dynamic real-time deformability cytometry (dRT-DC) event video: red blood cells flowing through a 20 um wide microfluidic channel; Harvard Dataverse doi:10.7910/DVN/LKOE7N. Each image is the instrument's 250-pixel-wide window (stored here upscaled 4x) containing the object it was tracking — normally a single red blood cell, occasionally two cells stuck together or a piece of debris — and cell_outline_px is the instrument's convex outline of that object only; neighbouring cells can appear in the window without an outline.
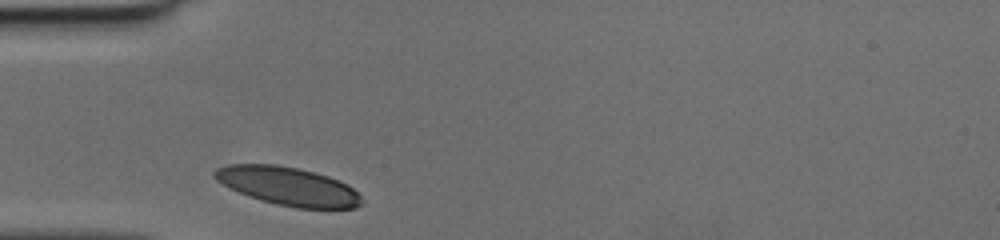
{"species": "human", "species_latin": "Homo sapiens", "temperature_condition": "cold", "stored_images_in_passage": 24, "camera_frame_rate_fps": 3000, "um_per_image_px": 0.085, "donor": {"sex": "female"}, "frame": {"image": 1, "passage_image": 1, "time_ms": 0.0, "image_size_px": [1000, 240], "cell_outline_px": [[364, 204], [356, 208], [296, 208], [276, 204], [260, 200], [248, 196], [216, 180], [212, 176], [212, 172], [216, 168], [228, 164], [276, 164], [296, 168], [328, 176], [348, 184], [360, 196]], "centroid_in_image_um": [24.48, 15.83], "position_along_channel_um": 60.5, "area_um2": 32.77}}
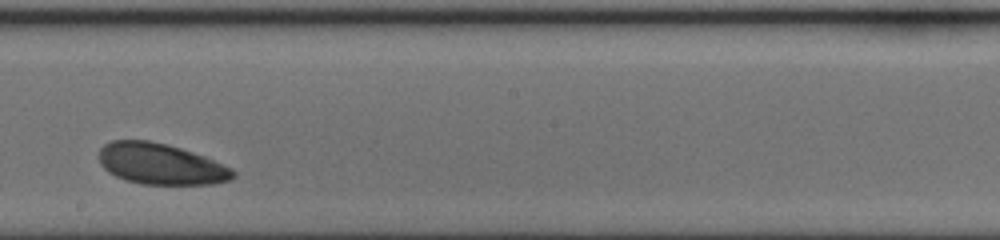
{"frame": {"image": 2, "passage_image": 14, "time_ms": 4.333, "image_size_px": [1000, 240], "cell_outline_px": [[236, 176], [232, 180], [212, 184], [140, 184], [124, 180], [108, 172], [100, 164], [100, 148], [104, 144], [112, 140], [148, 140], [180, 148], [204, 156], [232, 168], [236, 172]], "centroid_in_image_um": [13.67, 13.95], "position_along_channel_um": 234.5, "area_um2": 32.08}}
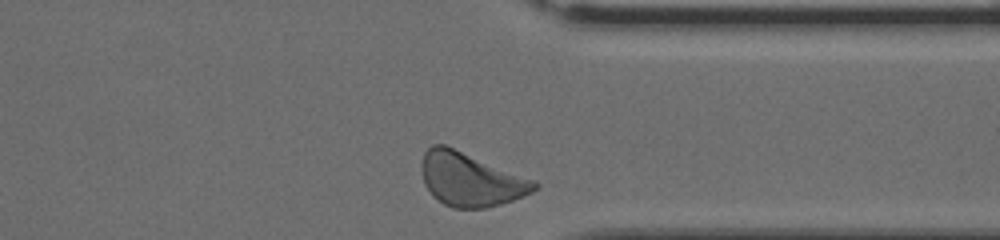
{"frame": {"image": 3, "passage_image": 24, "time_ms": 7.667, "image_size_px": [1000, 240], "cell_outline_px": [[540, 188], [532, 192], [512, 200], [488, 208], [452, 208], [444, 204], [432, 196], [424, 184], [420, 172], [420, 164], [424, 152], [432, 144], [444, 144], [536, 180], [540, 184]], "centroid_in_image_um": [39.98, 15.25], "position_along_channel_um": 371.4, "area_um2": 35.6}}